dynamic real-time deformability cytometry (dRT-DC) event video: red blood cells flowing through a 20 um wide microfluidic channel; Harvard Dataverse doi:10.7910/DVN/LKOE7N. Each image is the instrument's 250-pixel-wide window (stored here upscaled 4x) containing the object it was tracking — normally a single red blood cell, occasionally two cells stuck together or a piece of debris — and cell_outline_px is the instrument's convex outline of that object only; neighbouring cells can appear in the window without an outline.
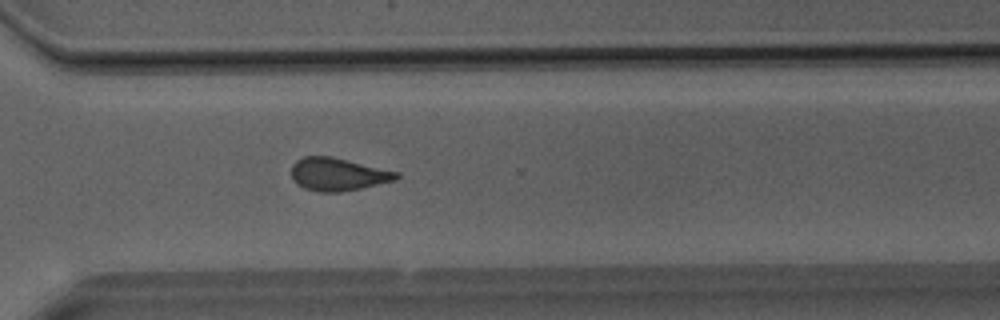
{"species": "Egyptian fruit bat (a non-hibernating species)", "species_latin": "Rousettus aegyptiacus", "temperature_condition": "room temperature", "stored_images_in_passage": 36, "camera_frame_rate_fps": 3000, "um_per_image_px": 0.085, "animal": {"sex": "male"}, "frame": {"image": 1, "passage_image": 25, "time_ms": 8.0, "image_size_px": [1000, 320], "cell_outline_px": [[400, 176], [396, 180], [360, 188], [340, 192], [316, 192], [304, 188], [296, 184], [292, 180], [292, 164], [296, 160], [304, 156], [332, 156], [400, 172]], "centroid_in_image_um": [28.71, 14.81], "position_along_channel_um": 341.9, "area_um2": 20.29}}
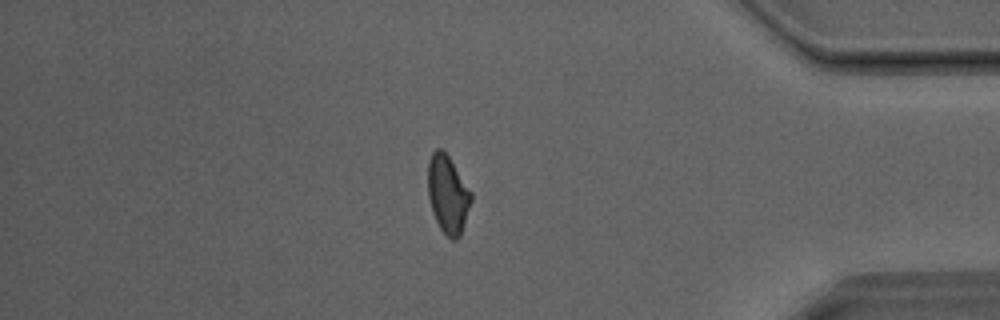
{"frame": {"image": 2, "passage_image": 30, "time_ms": 9.667, "image_size_px": [1000, 320], "cell_outline_px": [[472, 200], [460, 236], [456, 240], [452, 240], [440, 228], [436, 220], [428, 196], [428, 160], [432, 152], [436, 148], [440, 148], [448, 156], [472, 192]], "centroid_in_image_um": [38.07, 16.51], "position_along_channel_um": 397.1, "area_um2": 19.42}}
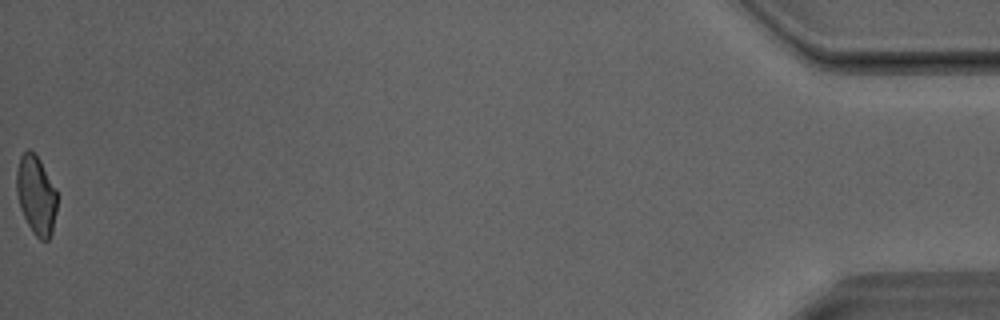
{"frame": {"image": 3, "passage_image": 36, "time_ms": 11.667, "image_size_px": [1000, 320], "cell_outline_px": [[56, 212], [52, 232], [48, 240], [40, 240], [32, 232], [20, 208], [16, 192], [16, 172], [20, 156], [28, 148], [40, 160], [56, 188]], "centroid_in_image_um": [3.06, 16.58], "position_along_channel_um": 432.1, "area_um2": 18.61}}